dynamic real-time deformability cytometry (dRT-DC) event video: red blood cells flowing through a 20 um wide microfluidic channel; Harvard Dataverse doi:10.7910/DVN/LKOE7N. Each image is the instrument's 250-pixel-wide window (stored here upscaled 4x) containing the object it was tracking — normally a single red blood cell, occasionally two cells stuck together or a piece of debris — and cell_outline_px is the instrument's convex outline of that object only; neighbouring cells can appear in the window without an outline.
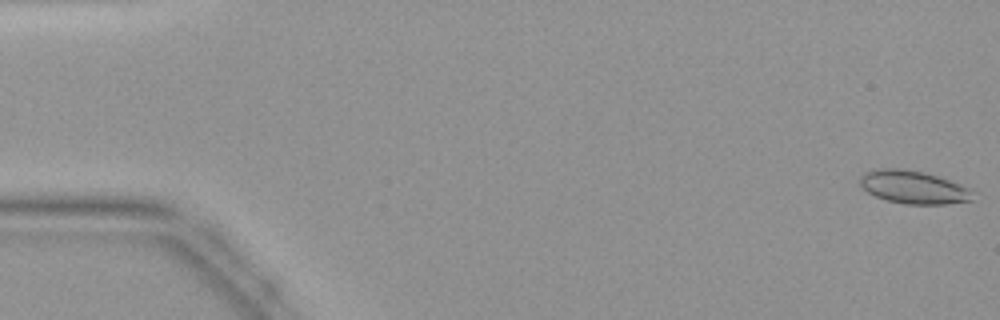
{"species": "common noctule bat (a hibernating species)", "species_latin": "Nyctalus noctula", "temperature_condition": "warm", "stored_images_in_passage": 45, "camera_frame_rate_fps": 3000, "um_per_image_px": 0.085, "animal": {"sex": "female", "body_mass_g": 19.9}, "frame": {"image": 1, "passage_image": 1, "time_ms": 0.0, "image_size_px": [1000, 320], "cell_outline_px": [[976, 200], [944, 204], [904, 204], [888, 200], [876, 196], [868, 192], [860, 184], [860, 176], [864, 172], [880, 168], [904, 168], [924, 172], [948, 180], [968, 188]], "centroid_in_image_um": [77.63, 15.91], "position_along_channel_um": 7.4, "area_um2": 21.56}}
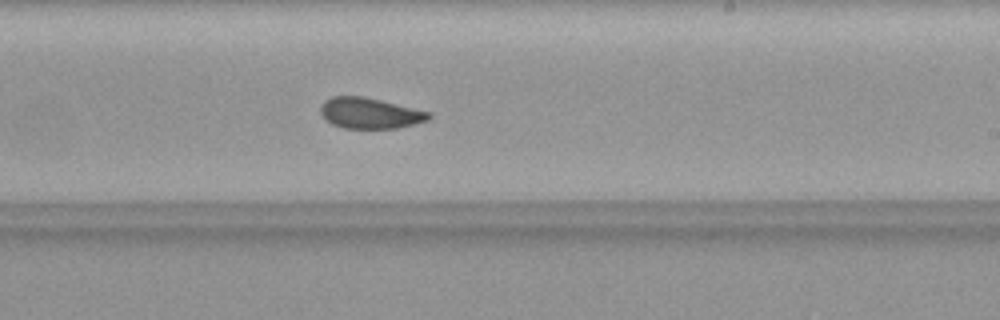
{"frame": {"image": 2, "passage_image": 27, "time_ms": 8.667, "image_size_px": [1000, 320], "cell_outline_px": [[432, 116], [428, 120], [396, 128], [344, 128], [332, 124], [324, 120], [320, 112], [320, 108], [324, 100], [332, 96], [364, 96], [432, 112]], "centroid_in_image_um": [31.42, 9.61], "position_along_channel_um": 257.6, "area_um2": 19.54}}
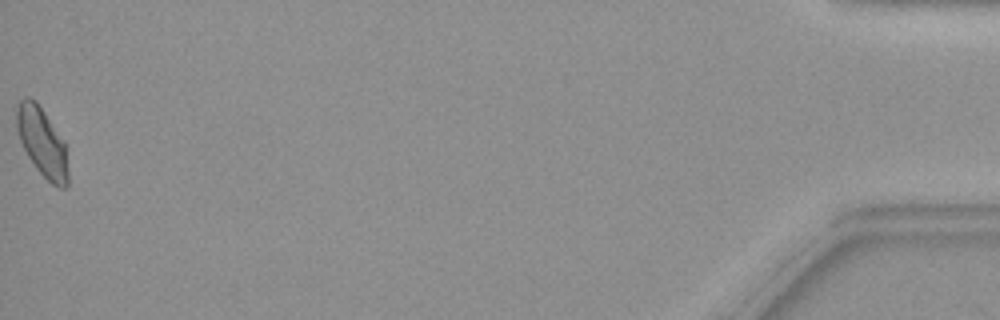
{"frame": {"image": 3, "passage_image": 45, "time_ms": 14.667, "image_size_px": [1000, 320], "cell_outline_px": [[68, 188], [60, 188], [52, 184], [36, 168], [28, 156], [20, 140], [16, 128], [16, 108], [20, 100], [24, 96], [28, 96], [36, 100], [64, 140], [68, 172]], "centroid_in_image_um": [3.58, 12.06], "position_along_channel_um": 431.6, "area_um2": 20.69}}